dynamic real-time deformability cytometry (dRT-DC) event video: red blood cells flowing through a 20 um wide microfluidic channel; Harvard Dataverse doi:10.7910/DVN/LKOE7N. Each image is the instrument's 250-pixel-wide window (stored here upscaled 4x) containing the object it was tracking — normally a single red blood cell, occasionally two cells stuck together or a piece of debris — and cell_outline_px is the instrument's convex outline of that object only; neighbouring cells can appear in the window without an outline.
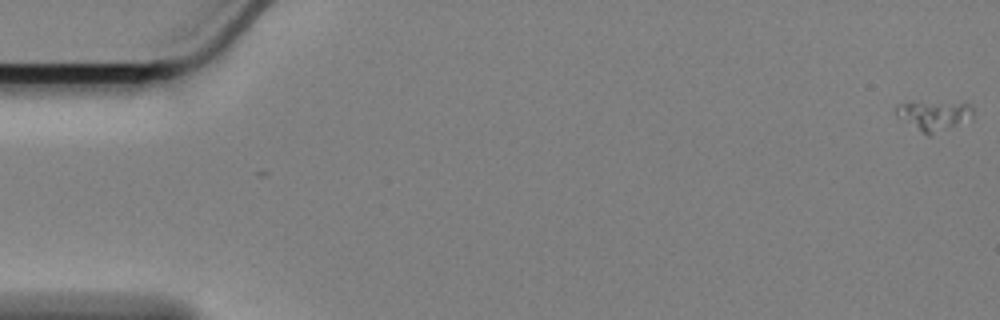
{"species": "Egyptian fruit bat (a non-hibernating species)", "species_latin": "Rousettus aegyptiacus", "temperature_condition": "cold", "stored_images_in_passage": 8, "camera_frame_rate_fps": 3000, "um_per_image_px": 0.085, "animal": {"sex": "female"}, "frame": {"image": 1, "passage_image": 1, "time_ms": 0.0, "image_size_px": [1000, 320], "cell_outline_px": [[972, 116], [928, 136], [896, 116], [896, 104], [968, 104], [972, 108]], "centroid_in_image_um": [79.3, 9.84], "position_along_channel_um": 5.7, "area_um2": 12.02}}